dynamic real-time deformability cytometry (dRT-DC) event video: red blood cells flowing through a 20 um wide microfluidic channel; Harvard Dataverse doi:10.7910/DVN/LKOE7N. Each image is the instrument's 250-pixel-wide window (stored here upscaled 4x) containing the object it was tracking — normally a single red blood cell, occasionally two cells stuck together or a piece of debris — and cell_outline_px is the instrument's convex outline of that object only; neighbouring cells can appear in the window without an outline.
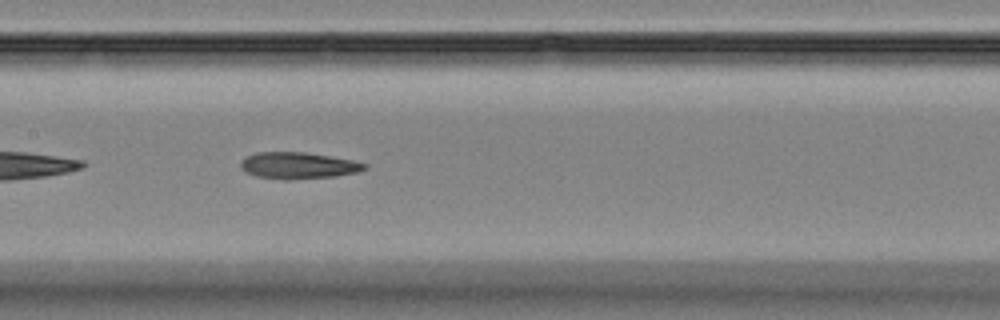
{"species": "Egyptian fruit bat (a non-hibernating species)", "species_latin": "Rousettus aegyptiacus", "temperature_condition": "room temperature", "stored_images_in_passage": 25, "camera_frame_rate_fps": 3000, "um_per_image_px": 0.085, "animal": {"sex": "female"}, "frame": {"image": 1, "passage_image": 11, "time_ms": 3.333, "image_size_px": [1000, 320], "cell_outline_px": [[368, 168], [356, 172], [336, 176], [288, 180], [284, 180], [256, 176], [244, 172], [240, 168], [240, 164], [248, 156], [256, 152], [304, 152], [352, 160], [368, 164]], "centroid_in_image_um": [25.34, 14.08], "position_along_channel_um": 182.1, "area_um2": 19.13}}
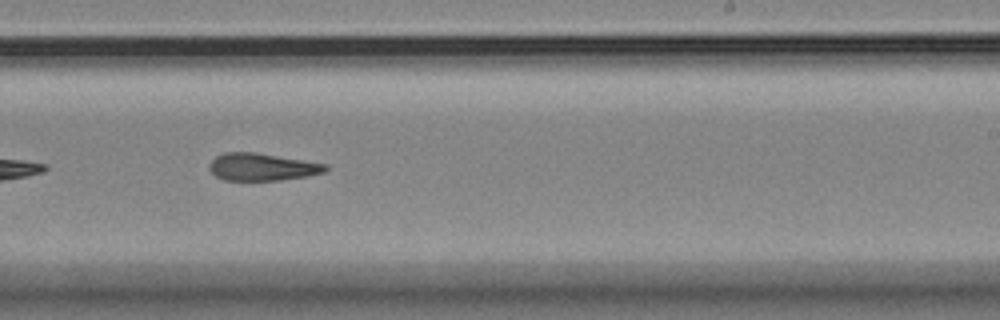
{"frame": {"image": 2, "passage_image": 18, "time_ms": 5.667, "image_size_px": [1000, 320], "cell_outline_px": [[328, 168], [324, 172], [308, 176], [280, 180], [224, 180], [216, 176], [208, 168], [208, 164], [216, 156], [224, 152], [256, 152], [328, 164]], "centroid_in_image_um": [22.27, 14.18], "position_along_channel_um": 266.7, "area_um2": 18.61}}
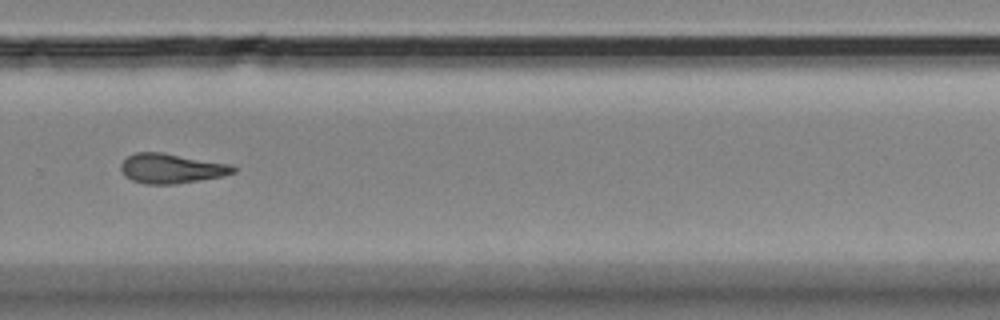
{"frame": {"image": 3, "passage_image": 22, "time_ms": 7.0, "image_size_px": [1000, 320], "cell_outline_px": [[236, 172], [224, 176], [176, 184], [144, 184], [132, 180], [124, 176], [120, 168], [120, 164], [128, 156], [136, 152], [164, 152], [232, 164], [236, 168]], "centroid_in_image_um": [14.58, 14.31], "position_along_channel_um": 315.2, "area_um2": 19.77}}